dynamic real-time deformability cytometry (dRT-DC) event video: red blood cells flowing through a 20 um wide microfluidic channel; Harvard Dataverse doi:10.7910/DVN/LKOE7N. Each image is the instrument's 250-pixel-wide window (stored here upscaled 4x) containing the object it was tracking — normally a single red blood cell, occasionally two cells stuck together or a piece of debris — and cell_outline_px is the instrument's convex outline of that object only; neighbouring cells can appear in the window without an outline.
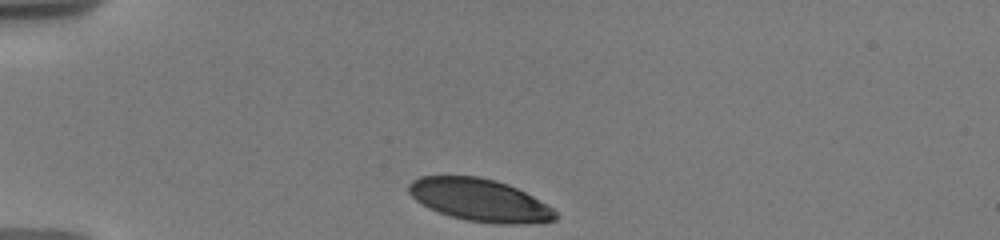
{"species": "human", "species_latin": "Homo sapiens", "temperature_condition": "warm", "stored_images_in_passage": 29, "camera_frame_rate_fps": 3000, "um_per_image_px": 0.085, "donor": {"sex": "male"}, "frame": {"image": 1, "passage_image": 1, "time_ms": 0.0, "image_size_px": [1000, 240], "cell_outline_px": [[556, 220], [528, 224], [500, 224], [468, 220], [452, 216], [440, 212], [416, 200], [408, 192], [408, 184], [412, 180], [420, 176], [476, 176], [496, 180], [508, 184], [532, 196], [552, 208], [556, 212]], "centroid_in_image_um": [40.78, 17.0], "position_along_channel_um": 44.2, "area_um2": 35.89}}
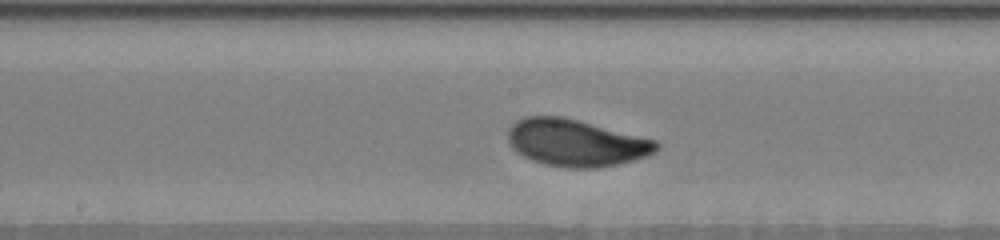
{"frame": {"image": 2, "passage_image": 14, "time_ms": 5.333, "image_size_px": [1000, 240], "cell_outline_px": [[660, 148], [648, 156], [620, 164], [596, 168], [568, 168], [544, 164], [532, 160], [516, 152], [512, 148], [508, 140], [508, 128], [516, 120], [524, 116], [560, 116], [656, 140], [660, 144]], "centroid_in_image_um": [48.95, 12.15], "position_along_channel_um": 199.3, "area_um2": 40.63}}
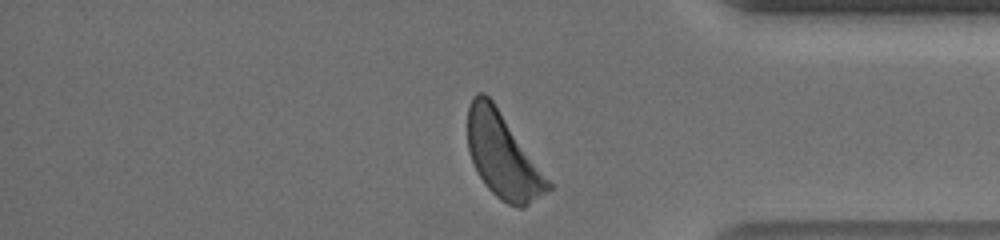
{"frame": {"image": 3, "passage_image": 28, "time_ms": 11.0, "image_size_px": [1000, 240], "cell_outline_px": [[552, 188], [524, 208], [520, 208], [508, 204], [500, 200], [484, 184], [468, 152], [468, 108], [472, 100], [480, 92], [484, 92], [492, 100], [552, 184]], "centroid_in_image_um": [42.73, 13.27], "position_along_channel_um": 392.5, "area_um2": 38.9}, "authors_computed_cell_mechanics": {"area_um2": 39.015, "velocity_mm_per_s": 3.6142, "shape_relaxation_time_tau1_ms": 2.6951, "shape_relaxation_time_tau2_ms": null, "deformation_change_tau1": 0.1223, "deformation_change_tau2": null}}